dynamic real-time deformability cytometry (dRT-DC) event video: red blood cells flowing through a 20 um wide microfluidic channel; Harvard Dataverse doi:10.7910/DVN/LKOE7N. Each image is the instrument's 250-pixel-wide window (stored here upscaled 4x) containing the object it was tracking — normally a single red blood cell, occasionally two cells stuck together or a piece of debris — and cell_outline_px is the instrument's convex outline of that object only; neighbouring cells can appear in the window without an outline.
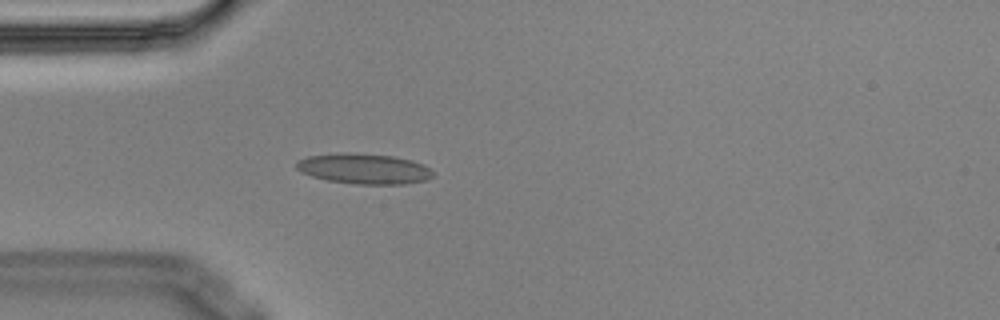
{"species": "Egyptian fruit bat (a non-hibernating species)", "species_latin": "Rousettus aegyptiacus", "temperature_condition": "cold", "stored_images_in_passage": 4, "camera_frame_rate_fps": 3000, "um_per_image_px": 0.085, "animal": {"sex": "male"}, "frame": {"image": 1, "passage_image": 4, "time_ms": 1.0, "image_size_px": [1000, 320], "cell_outline_px": [[432, 176], [428, 180], [404, 184], [356, 184], [328, 180], [312, 176], [300, 172], [296, 168], [296, 164], [300, 160], [308, 156], [340, 152], [348, 152], [392, 156], [412, 160], [424, 164], [432, 172]], "centroid_in_image_um": [30.94, 14.34], "position_along_channel_um": 54.1, "area_um2": 24.16}}